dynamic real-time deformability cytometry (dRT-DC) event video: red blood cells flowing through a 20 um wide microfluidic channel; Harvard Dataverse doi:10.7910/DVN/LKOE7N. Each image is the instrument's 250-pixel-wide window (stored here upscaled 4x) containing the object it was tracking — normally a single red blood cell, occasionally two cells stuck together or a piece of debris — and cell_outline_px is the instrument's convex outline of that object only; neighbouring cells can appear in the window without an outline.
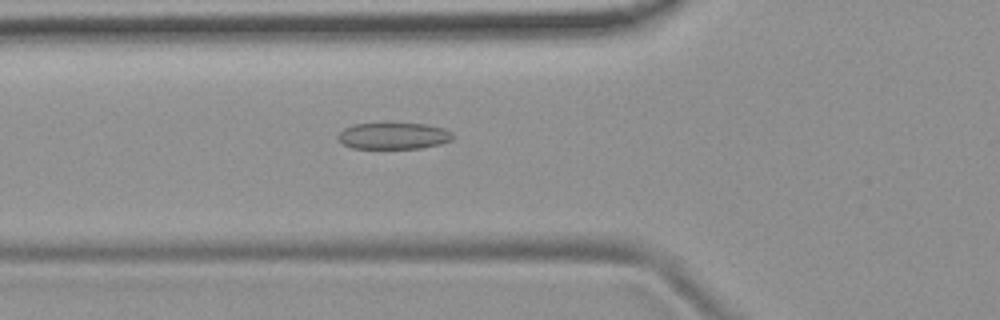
{"species": "common noctule bat (a hibernating species)", "species_latin": "Nyctalus noctula", "temperature_condition": "room temperature", "stored_images_in_passage": 40, "camera_frame_rate_fps": 3000, "um_per_image_px": 0.085, "animal": {"sex": "female", "body_mass_g": 19.9}, "frame": {"image": 1, "passage_image": 7, "time_ms": 2.0, "image_size_px": [1000, 320], "cell_outline_px": [[456, 136], [452, 140], [440, 144], [420, 148], [352, 148], [336, 140], [336, 136], [344, 128], [352, 124], [428, 124], [444, 128], [452, 132]], "centroid_in_image_um": [33.46, 11.55], "position_along_channel_um": 92.3, "area_um2": 17.8}}
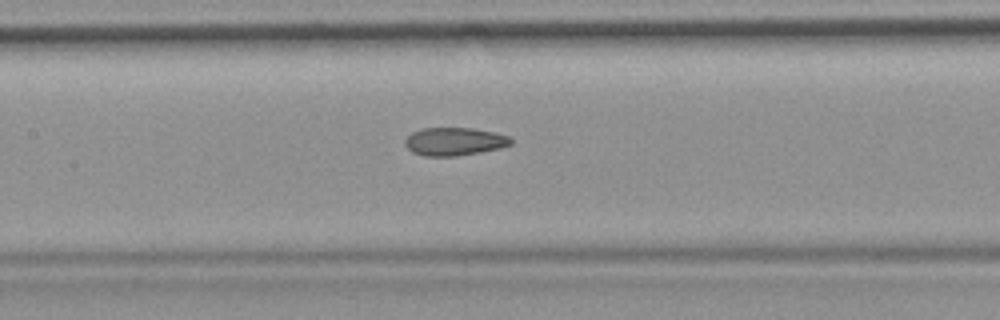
{"frame": {"image": 2, "passage_image": 13, "time_ms": 4.0, "image_size_px": [1000, 320], "cell_outline_px": [[512, 144], [500, 148], [480, 152], [456, 156], [424, 156], [412, 152], [404, 144], [404, 140], [412, 132], [424, 128], [472, 128], [496, 132], [508, 136], [512, 140]], "centroid_in_image_um": [38.62, 12.03], "position_along_channel_um": 168.8, "area_um2": 17.34}}
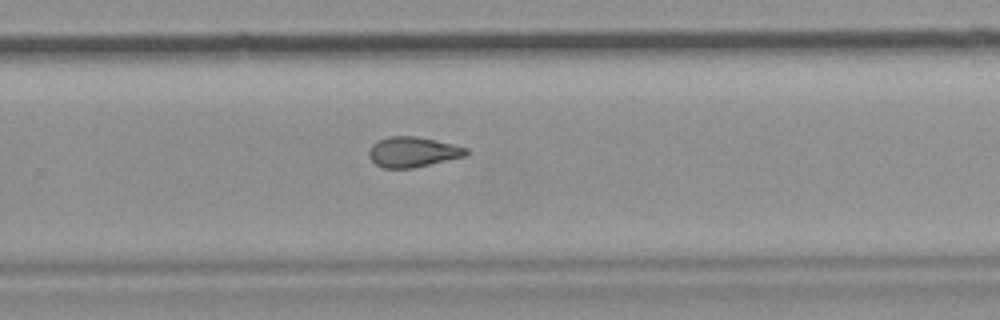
{"frame": {"image": 3, "passage_image": 23, "time_ms": 7.333, "image_size_px": [1000, 320], "cell_outline_px": [[468, 152], [464, 156], [412, 168], [384, 168], [376, 164], [368, 156], [368, 152], [372, 144], [388, 136], [416, 136], [452, 144], [468, 148]], "centroid_in_image_um": [35.05, 12.91], "position_along_channel_um": 294.7, "area_um2": 16.88}, "authors_computed_cell_mechanics": {"area_um2": 17.6001, "velocity_mm_per_s": 3.7993, "shape_relaxation_time_tau1_ms": null, "shape_relaxation_time_tau2_ms": 2.5958, "deformation_change_tau1": null, "deformation_change_tau2": 0.1008}}